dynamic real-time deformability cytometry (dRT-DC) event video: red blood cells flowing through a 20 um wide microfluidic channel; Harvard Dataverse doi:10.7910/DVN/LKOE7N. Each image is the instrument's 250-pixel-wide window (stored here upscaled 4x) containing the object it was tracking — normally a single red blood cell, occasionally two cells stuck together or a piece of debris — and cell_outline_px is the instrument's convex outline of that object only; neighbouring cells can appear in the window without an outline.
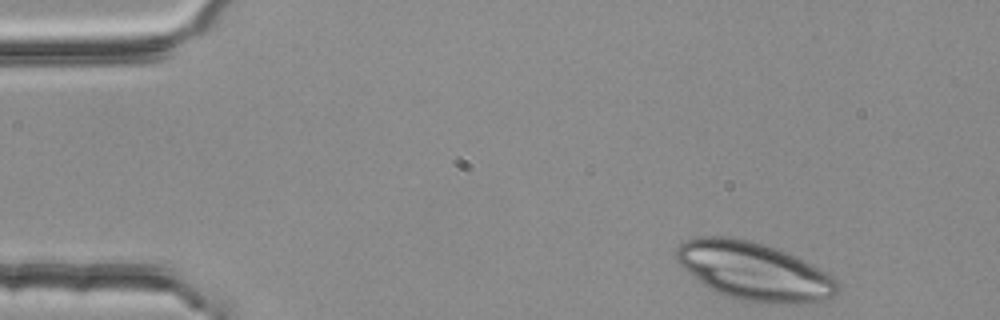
{"species": "common noctule bat (a hibernating species)", "species_latin": "Nyctalus noctula", "temperature_condition": "room temperature", "stored_images_in_passage": 2, "camera_frame_rate_fps": 3000, "um_per_image_px": 0.085, "animal": {"sex": "female", "body_mass_g": 25.1}, "frame": {"image": 1, "passage_image": 2, "time_ms": 0.333, "image_size_px": [1000, 320], "cell_outline_px": [[840, 292], [824, 300], [804, 304], [768, 304], [740, 300], [724, 296], [708, 288], [680, 268], [676, 260], [676, 248], [680, 244], [688, 240], [700, 236], [724, 236], [748, 240], [764, 244], [800, 256], [828, 272], [836, 280], [840, 288]], "centroid_in_image_um": [64.12, 23.07], "position_along_channel_um": 20.9, "area_um2": 55.6}}